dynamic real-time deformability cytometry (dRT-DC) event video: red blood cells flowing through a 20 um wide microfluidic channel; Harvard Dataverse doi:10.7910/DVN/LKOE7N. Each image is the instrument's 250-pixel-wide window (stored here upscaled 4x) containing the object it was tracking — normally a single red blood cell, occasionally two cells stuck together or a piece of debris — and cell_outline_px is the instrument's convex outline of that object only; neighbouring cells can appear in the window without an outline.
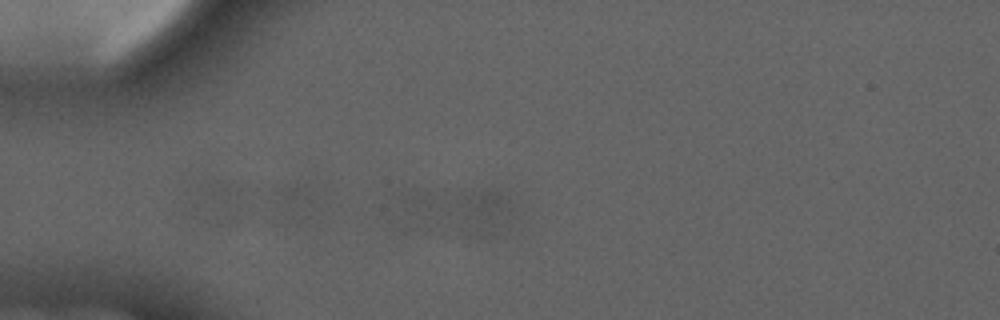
{"species": "common noctule bat (a hibernating species)", "species_latin": "Nyctalus noctula", "temperature_condition": "cold", "stored_images_in_passage": 4, "segment_of_instrument_passage": [2, 2], "camera_frame_rate_fps": 3000, "um_per_image_px": 0.085, "animal": {"sex": "male", "forearm_length_mm": 52.5}, "frame": {"image": 1, "passage_image": 4, "time_ms": 3.667, "image_size_px": [1000, 320], "cell_outline_px": [[516, 216], [508, 228], [496, 236], [480, 236], [468, 232], [460, 204], [460, 192], [496, 192], [508, 200], [512, 204]], "centroid_in_image_um": [41.35, 18.1], "position_along_channel_um": 43.7, "area_um2": 14.28}}